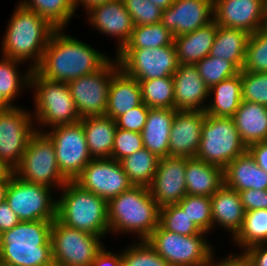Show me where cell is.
<instances>
[{
	"label": "cell",
	"mask_w": 267,
	"mask_h": 266,
	"mask_svg": "<svg viewBox=\"0 0 267 266\" xmlns=\"http://www.w3.org/2000/svg\"><path fill=\"white\" fill-rule=\"evenodd\" d=\"M56 29L34 71L46 80L68 83L100 70L110 59L87 43Z\"/></svg>",
	"instance_id": "obj_1"
},
{
	"label": "cell",
	"mask_w": 267,
	"mask_h": 266,
	"mask_svg": "<svg viewBox=\"0 0 267 266\" xmlns=\"http://www.w3.org/2000/svg\"><path fill=\"white\" fill-rule=\"evenodd\" d=\"M8 21L2 44V56L21 61L31 59L30 70L40 63L51 34L56 30L34 10L18 3Z\"/></svg>",
	"instance_id": "obj_2"
},
{
	"label": "cell",
	"mask_w": 267,
	"mask_h": 266,
	"mask_svg": "<svg viewBox=\"0 0 267 266\" xmlns=\"http://www.w3.org/2000/svg\"><path fill=\"white\" fill-rule=\"evenodd\" d=\"M52 223L46 220L21 221L0 234V262L9 266H54Z\"/></svg>",
	"instance_id": "obj_3"
},
{
	"label": "cell",
	"mask_w": 267,
	"mask_h": 266,
	"mask_svg": "<svg viewBox=\"0 0 267 266\" xmlns=\"http://www.w3.org/2000/svg\"><path fill=\"white\" fill-rule=\"evenodd\" d=\"M110 232L138 234L147 240L159 225L160 207L148 187L132 186L107 202Z\"/></svg>",
	"instance_id": "obj_4"
},
{
	"label": "cell",
	"mask_w": 267,
	"mask_h": 266,
	"mask_svg": "<svg viewBox=\"0 0 267 266\" xmlns=\"http://www.w3.org/2000/svg\"><path fill=\"white\" fill-rule=\"evenodd\" d=\"M57 200L56 218L64 225L99 237L109 230L107 201L68 181Z\"/></svg>",
	"instance_id": "obj_5"
},
{
	"label": "cell",
	"mask_w": 267,
	"mask_h": 266,
	"mask_svg": "<svg viewBox=\"0 0 267 266\" xmlns=\"http://www.w3.org/2000/svg\"><path fill=\"white\" fill-rule=\"evenodd\" d=\"M29 87L35 89L36 105L35 112L32 113L36 122L51 128L80 122L81 118L67 83L46 80L32 70Z\"/></svg>",
	"instance_id": "obj_6"
},
{
	"label": "cell",
	"mask_w": 267,
	"mask_h": 266,
	"mask_svg": "<svg viewBox=\"0 0 267 266\" xmlns=\"http://www.w3.org/2000/svg\"><path fill=\"white\" fill-rule=\"evenodd\" d=\"M41 130L36 129L30 137L14 175L25 182L61 189L68 181L59 171L53 142Z\"/></svg>",
	"instance_id": "obj_7"
},
{
	"label": "cell",
	"mask_w": 267,
	"mask_h": 266,
	"mask_svg": "<svg viewBox=\"0 0 267 266\" xmlns=\"http://www.w3.org/2000/svg\"><path fill=\"white\" fill-rule=\"evenodd\" d=\"M201 134L195 158L223 169L247 150L232 117L206 114Z\"/></svg>",
	"instance_id": "obj_8"
},
{
	"label": "cell",
	"mask_w": 267,
	"mask_h": 266,
	"mask_svg": "<svg viewBox=\"0 0 267 266\" xmlns=\"http://www.w3.org/2000/svg\"><path fill=\"white\" fill-rule=\"evenodd\" d=\"M205 235L182 236L160 224L146 240L169 266H211L213 247Z\"/></svg>",
	"instance_id": "obj_9"
},
{
	"label": "cell",
	"mask_w": 267,
	"mask_h": 266,
	"mask_svg": "<svg viewBox=\"0 0 267 266\" xmlns=\"http://www.w3.org/2000/svg\"><path fill=\"white\" fill-rule=\"evenodd\" d=\"M101 237L62 224L57 218L51 228L54 266H90L104 245Z\"/></svg>",
	"instance_id": "obj_10"
},
{
	"label": "cell",
	"mask_w": 267,
	"mask_h": 266,
	"mask_svg": "<svg viewBox=\"0 0 267 266\" xmlns=\"http://www.w3.org/2000/svg\"><path fill=\"white\" fill-rule=\"evenodd\" d=\"M51 190L41 184L22 181L13 174L5 200L22 222L54 221L57 215V198H52Z\"/></svg>",
	"instance_id": "obj_11"
},
{
	"label": "cell",
	"mask_w": 267,
	"mask_h": 266,
	"mask_svg": "<svg viewBox=\"0 0 267 266\" xmlns=\"http://www.w3.org/2000/svg\"><path fill=\"white\" fill-rule=\"evenodd\" d=\"M116 55L120 69L138 81L173 76L179 65L174 43L151 49H121Z\"/></svg>",
	"instance_id": "obj_12"
},
{
	"label": "cell",
	"mask_w": 267,
	"mask_h": 266,
	"mask_svg": "<svg viewBox=\"0 0 267 266\" xmlns=\"http://www.w3.org/2000/svg\"><path fill=\"white\" fill-rule=\"evenodd\" d=\"M53 142L59 171L67 181H74L93 159L81 122L58 125L44 132Z\"/></svg>",
	"instance_id": "obj_13"
},
{
	"label": "cell",
	"mask_w": 267,
	"mask_h": 266,
	"mask_svg": "<svg viewBox=\"0 0 267 266\" xmlns=\"http://www.w3.org/2000/svg\"><path fill=\"white\" fill-rule=\"evenodd\" d=\"M120 69L117 59H110L100 70L69 81L68 87L80 118L105 115L109 86Z\"/></svg>",
	"instance_id": "obj_14"
},
{
	"label": "cell",
	"mask_w": 267,
	"mask_h": 266,
	"mask_svg": "<svg viewBox=\"0 0 267 266\" xmlns=\"http://www.w3.org/2000/svg\"><path fill=\"white\" fill-rule=\"evenodd\" d=\"M28 110L10 106L0 111V158L13 170L21 161L30 137L36 132Z\"/></svg>",
	"instance_id": "obj_15"
},
{
	"label": "cell",
	"mask_w": 267,
	"mask_h": 266,
	"mask_svg": "<svg viewBox=\"0 0 267 266\" xmlns=\"http://www.w3.org/2000/svg\"><path fill=\"white\" fill-rule=\"evenodd\" d=\"M74 182L107 202L134 186L121 162L112 158L92 159Z\"/></svg>",
	"instance_id": "obj_16"
},
{
	"label": "cell",
	"mask_w": 267,
	"mask_h": 266,
	"mask_svg": "<svg viewBox=\"0 0 267 266\" xmlns=\"http://www.w3.org/2000/svg\"><path fill=\"white\" fill-rule=\"evenodd\" d=\"M213 20L253 34L267 25V0H214Z\"/></svg>",
	"instance_id": "obj_17"
},
{
	"label": "cell",
	"mask_w": 267,
	"mask_h": 266,
	"mask_svg": "<svg viewBox=\"0 0 267 266\" xmlns=\"http://www.w3.org/2000/svg\"><path fill=\"white\" fill-rule=\"evenodd\" d=\"M185 170L186 157L159 159L155 177L148 188L160 208L178 204L187 195Z\"/></svg>",
	"instance_id": "obj_18"
},
{
	"label": "cell",
	"mask_w": 267,
	"mask_h": 266,
	"mask_svg": "<svg viewBox=\"0 0 267 266\" xmlns=\"http://www.w3.org/2000/svg\"><path fill=\"white\" fill-rule=\"evenodd\" d=\"M214 0H175L162 10L161 23L173 37L191 33L213 20Z\"/></svg>",
	"instance_id": "obj_19"
},
{
	"label": "cell",
	"mask_w": 267,
	"mask_h": 266,
	"mask_svg": "<svg viewBox=\"0 0 267 266\" xmlns=\"http://www.w3.org/2000/svg\"><path fill=\"white\" fill-rule=\"evenodd\" d=\"M204 111L177 110L169 138V156L196 157L201 140Z\"/></svg>",
	"instance_id": "obj_20"
},
{
	"label": "cell",
	"mask_w": 267,
	"mask_h": 266,
	"mask_svg": "<svg viewBox=\"0 0 267 266\" xmlns=\"http://www.w3.org/2000/svg\"><path fill=\"white\" fill-rule=\"evenodd\" d=\"M88 21L101 33L117 37L120 51L129 41L135 27L131 15L124 7L123 0H113L92 6L86 11Z\"/></svg>",
	"instance_id": "obj_21"
},
{
	"label": "cell",
	"mask_w": 267,
	"mask_h": 266,
	"mask_svg": "<svg viewBox=\"0 0 267 266\" xmlns=\"http://www.w3.org/2000/svg\"><path fill=\"white\" fill-rule=\"evenodd\" d=\"M174 109L204 111L209 97V87L199 75L195 65L179 64L173 75Z\"/></svg>",
	"instance_id": "obj_22"
},
{
	"label": "cell",
	"mask_w": 267,
	"mask_h": 266,
	"mask_svg": "<svg viewBox=\"0 0 267 266\" xmlns=\"http://www.w3.org/2000/svg\"><path fill=\"white\" fill-rule=\"evenodd\" d=\"M224 185L235 191L267 190V172L261 169L248 150L224 168Z\"/></svg>",
	"instance_id": "obj_23"
},
{
	"label": "cell",
	"mask_w": 267,
	"mask_h": 266,
	"mask_svg": "<svg viewBox=\"0 0 267 266\" xmlns=\"http://www.w3.org/2000/svg\"><path fill=\"white\" fill-rule=\"evenodd\" d=\"M175 109L149 108L141 131L143 145L158 158L169 156V138Z\"/></svg>",
	"instance_id": "obj_24"
},
{
	"label": "cell",
	"mask_w": 267,
	"mask_h": 266,
	"mask_svg": "<svg viewBox=\"0 0 267 266\" xmlns=\"http://www.w3.org/2000/svg\"><path fill=\"white\" fill-rule=\"evenodd\" d=\"M142 103L140 83L119 69L109 86L108 104L105 112L113 120Z\"/></svg>",
	"instance_id": "obj_25"
},
{
	"label": "cell",
	"mask_w": 267,
	"mask_h": 266,
	"mask_svg": "<svg viewBox=\"0 0 267 266\" xmlns=\"http://www.w3.org/2000/svg\"><path fill=\"white\" fill-rule=\"evenodd\" d=\"M212 229L215 224L232 232L233 237L243 225L245 210L238 191L223 185L211 197Z\"/></svg>",
	"instance_id": "obj_26"
},
{
	"label": "cell",
	"mask_w": 267,
	"mask_h": 266,
	"mask_svg": "<svg viewBox=\"0 0 267 266\" xmlns=\"http://www.w3.org/2000/svg\"><path fill=\"white\" fill-rule=\"evenodd\" d=\"M185 178L188 195L211 197L224 185V169L195 157H186Z\"/></svg>",
	"instance_id": "obj_27"
},
{
	"label": "cell",
	"mask_w": 267,
	"mask_h": 266,
	"mask_svg": "<svg viewBox=\"0 0 267 266\" xmlns=\"http://www.w3.org/2000/svg\"><path fill=\"white\" fill-rule=\"evenodd\" d=\"M218 24L212 20L199 29L174 37L179 64L195 65L210 54Z\"/></svg>",
	"instance_id": "obj_28"
},
{
	"label": "cell",
	"mask_w": 267,
	"mask_h": 266,
	"mask_svg": "<svg viewBox=\"0 0 267 266\" xmlns=\"http://www.w3.org/2000/svg\"><path fill=\"white\" fill-rule=\"evenodd\" d=\"M232 119L247 147L267 141V106L242 100Z\"/></svg>",
	"instance_id": "obj_29"
},
{
	"label": "cell",
	"mask_w": 267,
	"mask_h": 266,
	"mask_svg": "<svg viewBox=\"0 0 267 266\" xmlns=\"http://www.w3.org/2000/svg\"><path fill=\"white\" fill-rule=\"evenodd\" d=\"M93 159L111 158L116 133V121L109 116H90L80 120Z\"/></svg>",
	"instance_id": "obj_30"
},
{
	"label": "cell",
	"mask_w": 267,
	"mask_h": 266,
	"mask_svg": "<svg viewBox=\"0 0 267 266\" xmlns=\"http://www.w3.org/2000/svg\"><path fill=\"white\" fill-rule=\"evenodd\" d=\"M213 100L206 105L204 112L209 116L232 117L242 102L241 71L233 77L222 80L209 88Z\"/></svg>",
	"instance_id": "obj_31"
},
{
	"label": "cell",
	"mask_w": 267,
	"mask_h": 266,
	"mask_svg": "<svg viewBox=\"0 0 267 266\" xmlns=\"http://www.w3.org/2000/svg\"><path fill=\"white\" fill-rule=\"evenodd\" d=\"M250 34L242 29L226 28L218 25L210 56L223 58L242 70L247 42Z\"/></svg>",
	"instance_id": "obj_32"
},
{
	"label": "cell",
	"mask_w": 267,
	"mask_h": 266,
	"mask_svg": "<svg viewBox=\"0 0 267 266\" xmlns=\"http://www.w3.org/2000/svg\"><path fill=\"white\" fill-rule=\"evenodd\" d=\"M159 159L144 147L120 162L134 186L149 187L155 177Z\"/></svg>",
	"instance_id": "obj_33"
},
{
	"label": "cell",
	"mask_w": 267,
	"mask_h": 266,
	"mask_svg": "<svg viewBox=\"0 0 267 266\" xmlns=\"http://www.w3.org/2000/svg\"><path fill=\"white\" fill-rule=\"evenodd\" d=\"M20 4L34 10L56 29H64L76 15L73 0H22Z\"/></svg>",
	"instance_id": "obj_34"
},
{
	"label": "cell",
	"mask_w": 267,
	"mask_h": 266,
	"mask_svg": "<svg viewBox=\"0 0 267 266\" xmlns=\"http://www.w3.org/2000/svg\"><path fill=\"white\" fill-rule=\"evenodd\" d=\"M2 57L0 59V95L10 106H14L12 101L18 96L20 89L22 91L24 86V89L30 86L32 70L27 68L28 72L21 76L20 71L18 72V64L22 62Z\"/></svg>",
	"instance_id": "obj_35"
},
{
	"label": "cell",
	"mask_w": 267,
	"mask_h": 266,
	"mask_svg": "<svg viewBox=\"0 0 267 266\" xmlns=\"http://www.w3.org/2000/svg\"><path fill=\"white\" fill-rule=\"evenodd\" d=\"M233 241L245 250L253 245L267 243V209L246 211L243 225Z\"/></svg>",
	"instance_id": "obj_36"
},
{
	"label": "cell",
	"mask_w": 267,
	"mask_h": 266,
	"mask_svg": "<svg viewBox=\"0 0 267 266\" xmlns=\"http://www.w3.org/2000/svg\"><path fill=\"white\" fill-rule=\"evenodd\" d=\"M142 102L149 108L174 109L173 76L140 80Z\"/></svg>",
	"instance_id": "obj_37"
},
{
	"label": "cell",
	"mask_w": 267,
	"mask_h": 266,
	"mask_svg": "<svg viewBox=\"0 0 267 266\" xmlns=\"http://www.w3.org/2000/svg\"><path fill=\"white\" fill-rule=\"evenodd\" d=\"M173 43V34L159 22L135 26L129 41L122 49H151L172 45Z\"/></svg>",
	"instance_id": "obj_38"
},
{
	"label": "cell",
	"mask_w": 267,
	"mask_h": 266,
	"mask_svg": "<svg viewBox=\"0 0 267 266\" xmlns=\"http://www.w3.org/2000/svg\"><path fill=\"white\" fill-rule=\"evenodd\" d=\"M159 224L165 230L182 236L207 235L191 221L187 213L178 204L160 208Z\"/></svg>",
	"instance_id": "obj_39"
},
{
	"label": "cell",
	"mask_w": 267,
	"mask_h": 266,
	"mask_svg": "<svg viewBox=\"0 0 267 266\" xmlns=\"http://www.w3.org/2000/svg\"><path fill=\"white\" fill-rule=\"evenodd\" d=\"M242 71L267 73V25L250 34Z\"/></svg>",
	"instance_id": "obj_40"
},
{
	"label": "cell",
	"mask_w": 267,
	"mask_h": 266,
	"mask_svg": "<svg viewBox=\"0 0 267 266\" xmlns=\"http://www.w3.org/2000/svg\"><path fill=\"white\" fill-rule=\"evenodd\" d=\"M178 205L187 213L191 221L202 231L212 229L211 199L208 196L186 195Z\"/></svg>",
	"instance_id": "obj_41"
},
{
	"label": "cell",
	"mask_w": 267,
	"mask_h": 266,
	"mask_svg": "<svg viewBox=\"0 0 267 266\" xmlns=\"http://www.w3.org/2000/svg\"><path fill=\"white\" fill-rule=\"evenodd\" d=\"M195 66L209 88L240 72L231 62L210 55L200 60Z\"/></svg>",
	"instance_id": "obj_42"
},
{
	"label": "cell",
	"mask_w": 267,
	"mask_h": 266,
	"mask_svg": "<svg viewBox=\"0 0 267 266\" xmlns=\"http://www.w3.org/2000/svg\"><path fill=\"white\" fill-rule=\"evenodd\" d=\"M122 251L123 260L129 266H169L146 240H139L138 244Z\"/></svg>",
	"instance_id": "obj_43"
},
{
	"label": "cell",
	"mask_w": 267,
	"mask_h": 266,
	"mask_svg": "<svg viewBox=\"0 0 267 266\" xmlns=\"http://www.w3.org/2000/svg\"><path fill=\"white\" fill-rule=\"evenodd\" d=\"M242 100L267 106V73L241 70Z\"/></svg>",
	"instance_id": "obj_44"
},
{
	"label": "cell",
	"mask_w": 267,
	"mask_h": 266,
	"mask_svg": "<svg viewBox=\"0 0 267 266\" xmlns=\"http://www.w3.org/2000/svg\"><path fill=\"white\" fill-rule=\"evenodd\" d=\"M135 26L161 22L162 10L149 0H123Z\"/></svg>",
	"instance_id": "obj_45"
},
{
	"label": "cell",
	"mask_w": 267,
	"mask_h": 266,
	"mask_svg": "<svg viewBox=\"0 0 267 266\" xmlns=\"http://www.w3.org/2000/svg\"><path fill=\"white\" fill-rule=\"evenodd\" d=\"M144 148L141 133L116 128L111 158L121 161Z\"/></svg>",
	"instance_id": "obj_46"
},
{
	"label": "cell",
	"mask_w": 267,
	"mask_h": 266,
	"mask_svg": "<svg viewBox=\"0 0 267 266\" xmlns=\"http://www.w3.org/2000/svg\"><path fill=\"white\" fill-rule=\"evenodd\" d=\"M148 112L149 107L142 102L139 106L134 107L115 120L117 128L141 133L145 126Z\"/></svg>",
	"instance_id": "obj_47"
},
{
	"label": "cell",
	"mask_w": 267,
	"mask_h": 266,
	"mask_svg": "<svg viewBox=\"0 0 267 266\" xmlns=\"http://www.w3.org/2000/svg\"><path fill=\"white\" fill-rule=\"evenodd\" d=\"M239 194L245 212L267 209V190L246 189Z\"/></svg>",
	"instance_id": "obj_48"
},
{
	"label": "cell",
	"mask_w": 267,
	"mask_h": 266,
	"mask_svg": "<svg viewBox=\"0 0 267 266\" xmlns=\"http://www.w3.org/2000/svg\"><path fill=\"white\" fill-rule=\"evenodd\" d=\"M242 254L252 266H267V243L253 245Z\"/></svg>",
	"instance_id": "obj_49"
},
{
	"label": "cell",
	"mask_w": 267,
	"mask_h": 266,
	"mask_svg": "<svg viewBox=\"0 0 267 266\" xmlns=\"http://www.w3.org/2000/svg\"><path fill=\"white\" fill-rule=\"evenodd\" d=\"M19 222L18 216L9 207L6 200L0 203V234L11 230Z\"/></svg>",
	"instance_id": "obj_50"
},
{
	"label": "cell",
	"mask_w": 267,
	"mask_h": 266,
	"mask_svg": "<svg viewBox=\"0 0 267 266\" xmlns=\"http://www.w3.org/2000/svg\"><path fill=\"white\" fill-rule=\"evenodd\" d=\"M247 150L254 157L256 164L267 172V141L251 144Z\"/></svg>",
	"instance_id": "obj_51"
},
{
	"label": "cell",
	"mask_w": 267,
	"mask_h": 266,
	"mask_svg": "<svg viewBox=\"0 0 267 266\" xmlns=\"http://www.w3.org/2000/svg\"><path fill=\"white\" fill-rule=\"evenodd\" d=\"M122 260V252L115 254L103 247L90 266H119Z\"/></svg>",
	"instance_id": "obj_52"
},
{
	"label": "cell",
	"mask_w": 267,
	"mask_h": 266,
	"mask_svg": "<svg viewBox=\"0 0 267 266\" xmlns=\"http://www.w3.org/2000/svg\"><path fill=\"white\" fill-rule=\"evenodd\" d=\"M216 263V264H215ZM211 266H252V264L246 259L243 254L233 255L229 254L220 261H216L213 259Z\"/></svg>",
	"instance_id": "obj_53"
},
{
	"label": "cell",
	"mask_w": 267,
	"mask_h": 266,
	"mask_svg": "<svg viewBox=\"0 0 267 266\" xmlns=\"http://www.w3.org/2000/svg\"><path fill=\"white\" fill-rule=\"evenodd\" d=\"M14 170L0 158V181H10Z\"/></svg>",
	"instance_id": "obj_54"
},
{
	"label": "cell",
	"mask_w": 267,
	"mask_h": 266,
	"mask_svg": "<svg viewBox=\"0 0 267 266\" xmlns=\"http://www.w3.org/2000/svg\"><path fill=\"white\" fill-rule=\"evenodd\" d=\"M109 1H113V0H73V4H74L75 9H77V6L83 5L85 6L84 8L87 11L92 6L105 3V2H109Z\"/></svg>",
	"instance_id": "obj_55"
},
{
	"label": "cell",
	"mask_w": 267,
	"mask_h": 266,
	"mask_svg": "<svg viewBox=\"0 0 267 266\" xmlns=\"http://www.w3.org/2000/svg\"><path fill=\"white\" fill-rule=\"evenodd\" d=\"M150 3L155 4L161 10L169 8L175 0H149Z\"/></svg>",
	"instance_id": "obj_56"
},
{
	"label": "cell",
	"mask_w": 267,
	"mask_h": 266,
	"mask_svg": "<svg viewBox=\"0 0 267 266\" xmlns=\"http://www.w3.org/2000/svg\"><path fill=\"white\" fill-rule=\"evenodd\" d=\"M9 181H0V203L6 198Z\"/></svg>",
	"instance_id": "obj_57"
},
{
	"label": "cell",
	"mask_w": 267,
	"mask_h": 266,
	"mask_svg": "<svg viewBox=\"0 0 267 266\" xmlns=\"http://www.w3.org/2000/svg\"><path fill=\"white\" fill-rule=\"evenodd\" d=\"M9 107H10V105L0 95V111H3L5 109H8Z\"/></svg>",
	"instance_id": "obj_58"
},
{
	"label": "cell",
	"mask_w": 267,
	"mask_h": 266,
	"mask_svg": "<svg viewBox=\"0 0 267 266\" xmlns=\"http://www.w3.org/2000/svg\"><path fill=\"white\" fill-rule=\"evenodd\" d=\"M119 266H129L124 260H122L119 264Z\"/></svg>",
	"instance_id": "obj_59"
},
{
	"label": "cell",
	"mask_w": 267,
	"mask_h": 266,
	"mask_svg": "<svg viewBox=\"0 0 267 266\" xmlns=\"http://www.w3.org/2000/svg\"><path fill=\"white\" fill-rule=\"evenodd\" d=\"M0 266H9V265L0 262Z\"/></svg>",
	"instance_id": "obj_60"
}]
</instances>
